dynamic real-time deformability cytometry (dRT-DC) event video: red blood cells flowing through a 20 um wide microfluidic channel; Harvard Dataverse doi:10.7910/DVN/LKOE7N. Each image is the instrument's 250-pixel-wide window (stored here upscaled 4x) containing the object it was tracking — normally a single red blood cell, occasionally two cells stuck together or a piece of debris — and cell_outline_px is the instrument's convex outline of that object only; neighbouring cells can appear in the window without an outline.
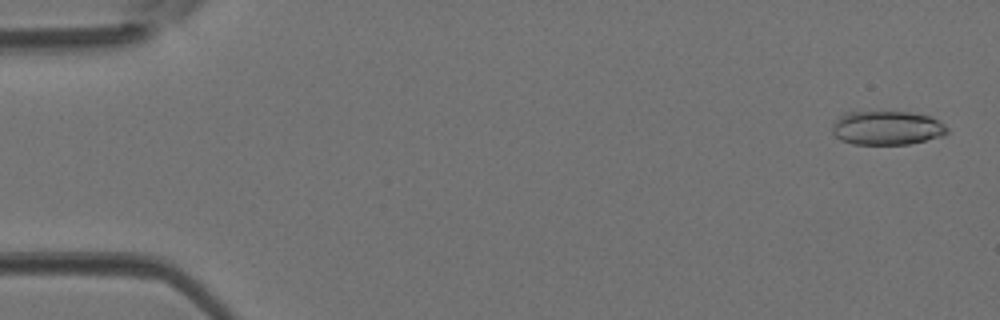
{"species": "Egyptian fruit bat (a non-hibernating species)", "species_latin": "Rousettus aegyptiacus", "temperature_condition": "room temperature", "stored_images_in_passage": 10, "camera_frame_rate_fps": 3000, "um_per_image_px": 0.085, "animal": {"sex": "female"}, "frame": {"image": 1, "passage_image": 2, "time_ms": 0.333, "image_size_px": [1000, 320], "cell_outline_px": [[948, 132], [944, 136], [908, 144], [852, 144], [840, 140], [832, 132], [832, 124], [844, 112], [912, 112], [928, 116], [940, 120], [948, 128]], "centroid_in_image_um": [75.4, 10.87], "position_along_channel_um": 9.6, "area_um2": 22.89}}